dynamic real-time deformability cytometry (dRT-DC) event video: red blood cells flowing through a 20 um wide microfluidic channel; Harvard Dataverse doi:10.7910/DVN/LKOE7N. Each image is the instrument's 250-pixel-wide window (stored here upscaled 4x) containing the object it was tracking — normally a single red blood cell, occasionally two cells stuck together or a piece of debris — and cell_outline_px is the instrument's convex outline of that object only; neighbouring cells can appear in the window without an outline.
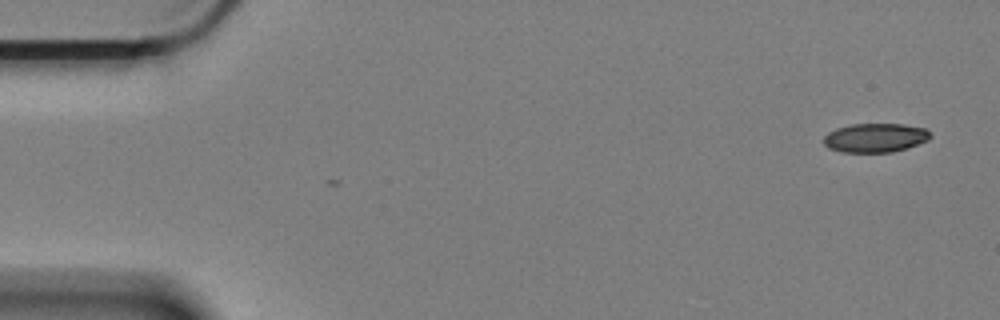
{"species": "Egyptian fruit bat (a non-hibernating species)", "species_latin": "Rousettus aegyptiacus", "temperature_condition": "cold", "stored_images_in_passage": 27, "camera_frame_rate_fps": 3000, "um_per_image_px": 0.085, "animal": {"sex": "female"}, "frame": {"image": 1, "passage_image": 1, "time_ms": 0.0, "image_size_px": [1000, 320], "cell_outline_px": [[932, 136], [928, 140], [908, 148], [892, 152], [844, 152], [828, 148], [824, 144], [824, 136], [828, 132], [836, 128], [852, 124], [904, 124], [924, 128]], "centroid_in_image_um": [74.39, 11.71], "position_along_channel_um": 10.6, "area_um2": 18.03}}
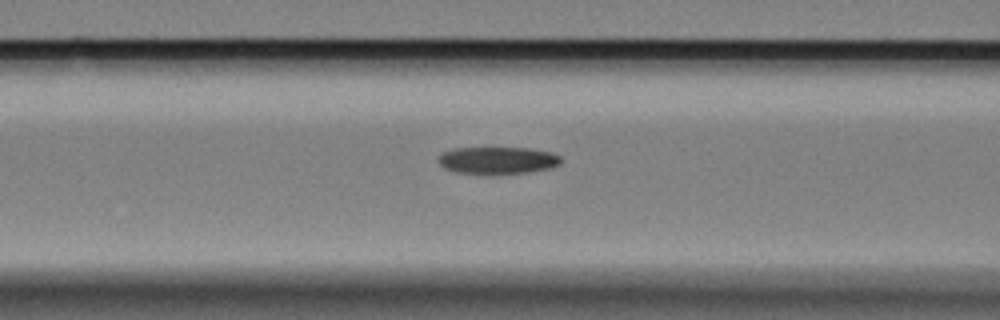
{"frame": {"image": 2, "passage_image": 22, "time_ms": 7.0, "image_size_px": [1000, 320], "cell_outline_px": [[560, 164], [548, 168], [528, 172], [492, 176], [456, 172], [440, 164], [440, 156], [444, 152], [456, 148], [528, 148], [552, 152], [560, 156]], "centroid_in_image_um": [42.33, 13.65], "position_along_channel_um": 124.3, "area_um2": 19.54}}
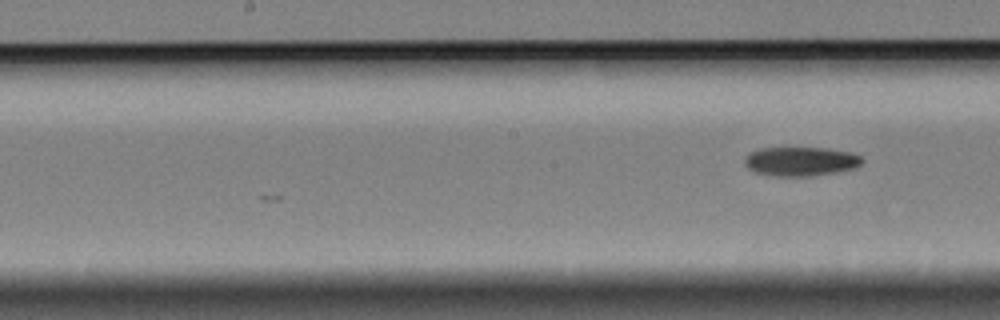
{"frame": {"image": 3, "passage_image": 27, "time_ms": 8.667, "image_size_px": [1000, 320], "cell_outline_px": [[864, 160], [856, 168], [812, 176], [776, 176], [756, 172], [748, 168], [744, 164], [744, 156], [748, 152], [760, 148], [828, 148], [852, 152], [860, 156]], "centroid_in_image_um": [68.05, 13.71], "position_along_channel_um": 180.2, "area_um2": 20.06}}